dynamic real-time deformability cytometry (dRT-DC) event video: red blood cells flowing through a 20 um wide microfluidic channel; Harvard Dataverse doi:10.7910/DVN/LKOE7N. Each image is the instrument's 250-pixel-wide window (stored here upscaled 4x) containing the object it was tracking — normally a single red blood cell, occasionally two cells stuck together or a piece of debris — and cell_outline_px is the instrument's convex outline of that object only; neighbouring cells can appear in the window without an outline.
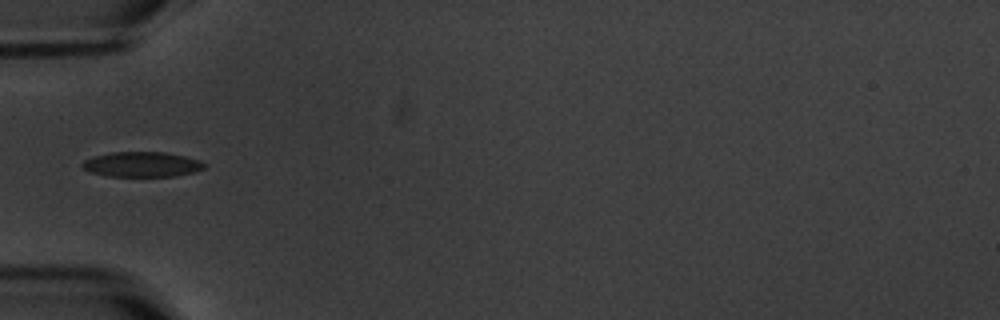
{"species": "common noctule bat (a hibernating species)", "species_latin": "Nyctalus noctula", "temperature_condition": "warm", "stored_images_in_passage": 10, "camera_frame_rate_fps": 3000, "um_per_image_px": 0.085, "animal": {"sex": "male", "body_mass_g": 20.1, "forearm_length_mm": 53.5}, "frame": {"image": 1, "passage_image": 6, "time_ms": 6.667, "image_size_px": [1000, 320], "cell_outline_px": [[204, 168], [192, 172], [176, 176], [104, 176], [88, 172], [80, 164], [84, 160], [92, 156], [112, 152], [164, 152], [184, 156], [200, 160], [204, 164]], "centroid_in_image_um": [12.0, 13.97], "position_along_channel_um": 73.0, "area_um2": 17.86}}
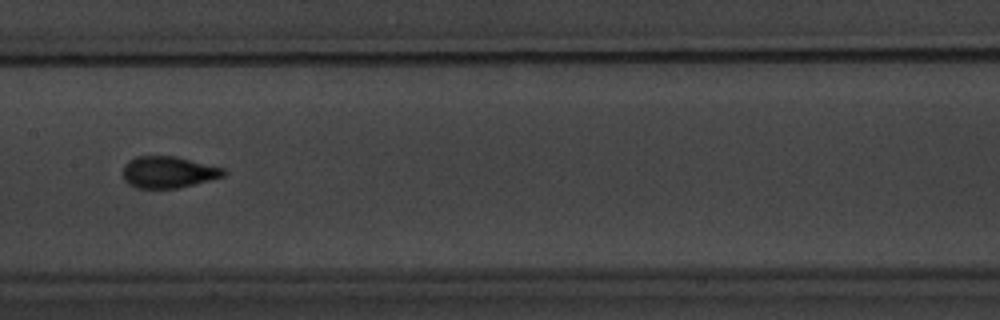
{"frame": {"image": 2, "passage_image": 9, "time_ms": 10.0, "image_size_px": [1000, 320], "cell_outline_px": [[228, 172], [224, 176], [180, 188], [136, 188], [128, 184], [124, 180], [124, 164], [128, 160], [136, 156], [176, 156], [224, 168]], "centroid_in_image_um": [14.31, 14.63], "position_along_channel_um": 193.1, "area_um2": 18.67}}